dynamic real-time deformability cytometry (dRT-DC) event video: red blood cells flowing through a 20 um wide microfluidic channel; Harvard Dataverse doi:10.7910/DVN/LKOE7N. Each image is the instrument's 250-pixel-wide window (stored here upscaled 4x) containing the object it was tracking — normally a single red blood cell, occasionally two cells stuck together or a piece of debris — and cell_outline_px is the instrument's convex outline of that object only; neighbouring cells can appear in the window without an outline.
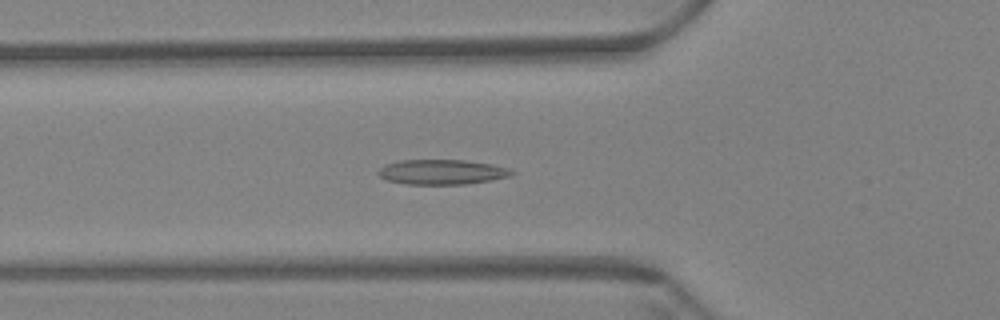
{"species": "Egyptian fruit bat (a non-hibernating species)", "species_latin": "Rousettus aegyptiacus", "temperature_condition": "warm", "stored_images_in_passage": 61, "camera_frame_rate_fps": 3000, "um_per_image_px": 0.085, "animal": {"sex": "female"}, "frame": {"image": 1, "passage_image": 22, "time_ms": 7.0, "image_size_px": [1000, 320], "cell_outline_px": [[516, 172], [508, 176], [488, 180], [464, 184], [404, 184], [388, 180], [380, 176], [376, 172], [384, 164], [400, 160], [464, 160], [492, 164], [508, 168]], "centroid_in_image_um": [37.51, 14.61], "position_along_channel_um": 88.3, "area_um2": 19.25}}
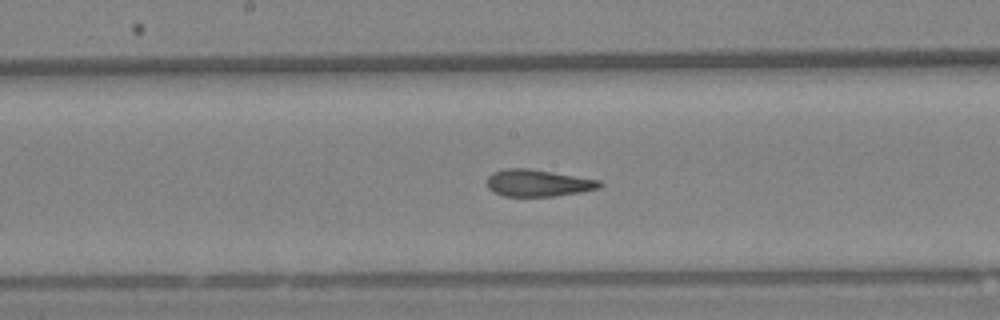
{"frame": {"image": 2, "passage_image": 32, "time_ms": 10.333, "image_size_px": [1000, 320], "cell_outline_px": [[604, 184], [600, 188], [580, 192], [552, 196], [504, 196], [488, 188], [488, 176], [492, 172], [504, 168], [528, 168], [600, 180]], "centroid_in_image_um": [45.74, 15.55], "position_along_channel_um": 202.5, "area_um2": 17.57}}
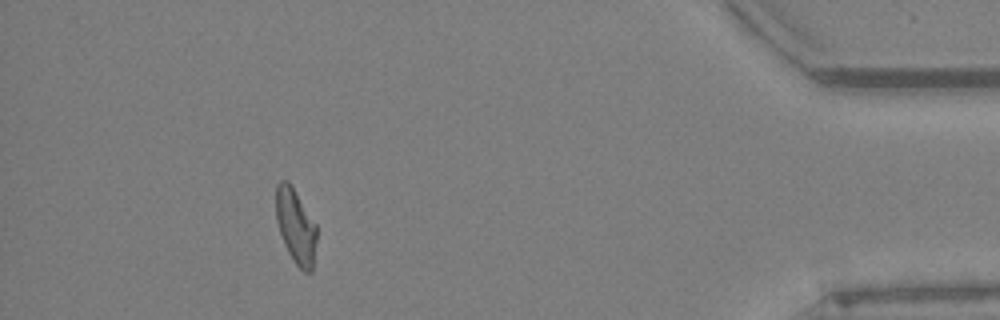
{"frame": {"image": 3, "passage_image": 55, "time_ms": 18.0, "image_size_px": [1000, 320], "cell_outline_px": [[316, 240], [312, 272], [304, 272], [292, 260], [284, 244], [276, 220], [276, 184], [280, 180], [288, 180], [316, 224]], "centroid_in_image_um": [25.13, 19.23], "position_along_channel_um": 410.1, "area_um2": 17.63}, "authors_computed_cell_mechanics": {"area_um2": 18.5538, "velocity_mm_per_s": 3.4313, "shape_relaxation_time_tau1_ms": null, "shape_relaxation_time_tau2_ms": 2.157, "deformation_change_tau1": null, "deformation_change_tau2": 0.1057}}